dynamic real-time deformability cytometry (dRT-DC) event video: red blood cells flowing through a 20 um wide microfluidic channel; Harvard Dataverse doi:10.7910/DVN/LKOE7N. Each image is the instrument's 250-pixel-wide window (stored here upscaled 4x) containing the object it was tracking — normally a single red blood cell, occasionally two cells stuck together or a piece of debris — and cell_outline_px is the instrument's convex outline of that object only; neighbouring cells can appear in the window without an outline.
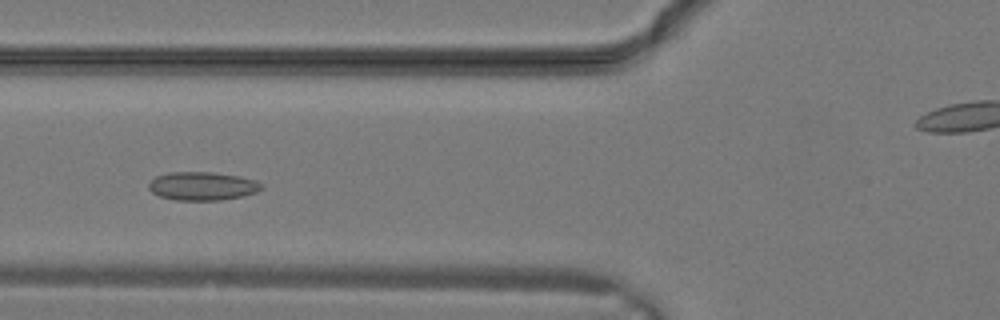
{"species": "common noctule bat (a hibernating species)", "species_latin": "Nyctalus noctula", "temperature_condition": "warm", "stored_images_in_passage": 25, "camera_frame_rate_fps": 3000, "um_per_image_px": 0.085, "animal": {"sex": "male", "body_mass_g": 19.2, "forearm_length_mm": 51.8}, "frame": {"image": 1, "passage_image": 6, "time_ms": 1.667, "image_size_px": [1000, 320], "cell_outline_px": [[264, 188], [256, 192], [244, 196], [220, 200], [176, 200], [160, 196], [152, 192], [148, 188], [148, 184], [156, 176], [168, 172], [212, 172], [240, 176], [256, 180]], "centroid_in_image_um": [17.21, 15.81], "position_along_channel_um": 108.6, "area_um2": 18.73}}
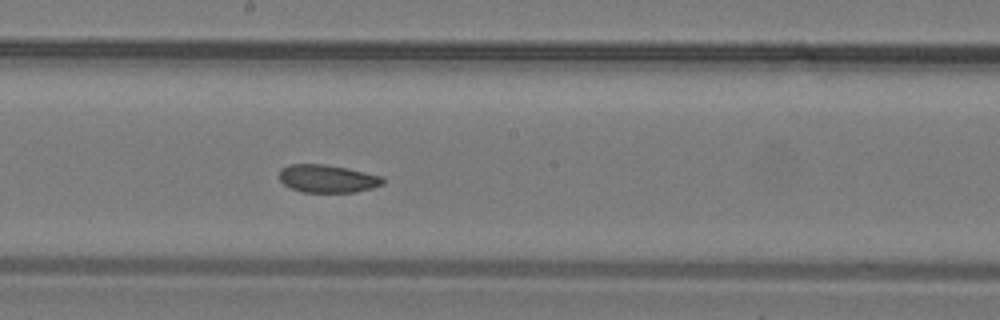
{"frame": {"image": 2, "passage_image": 11, "time_ms": 3.333, "image_size_px": [1000, 320], "cell_outline_px": [[384, 184], [372, 188], [356, 192], [300, 192], [284, 184], [280, 180], [280, 168], [288, 164], [324, 164], [348, 168], [384, 176]], "centroid_in_image_um": [27.86, 15.18], "position_along_channel_um": 220.3, "area_um2": 16.99}}
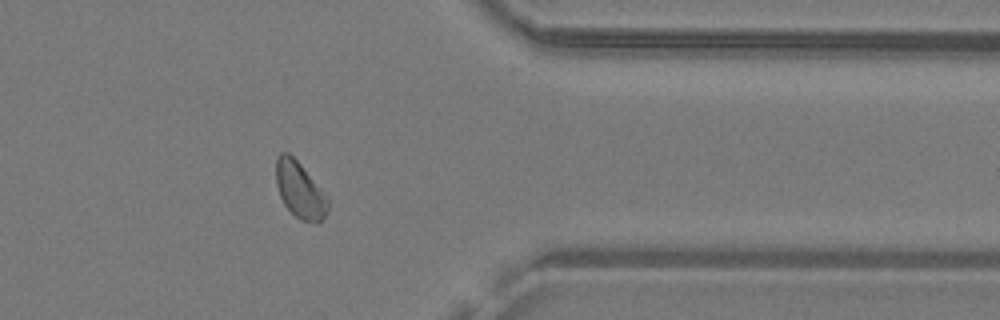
{"frame": {"image": 3, "passage_image": 19, "time_ms": 6.0, "image_size_px": [1000, 320], "cell_outline_px": [[328, 212], [320, 224], [316, 224], [300, 220], [284, 204], [280, 196], [276, 184], [276, 156], [280, 152], [288, 152], [300, 164], [328, 196]], "centroid_in_image_um": [25.5, 16.18], "position_along_channel_um": 385.9, "area_um2": 17.17}}